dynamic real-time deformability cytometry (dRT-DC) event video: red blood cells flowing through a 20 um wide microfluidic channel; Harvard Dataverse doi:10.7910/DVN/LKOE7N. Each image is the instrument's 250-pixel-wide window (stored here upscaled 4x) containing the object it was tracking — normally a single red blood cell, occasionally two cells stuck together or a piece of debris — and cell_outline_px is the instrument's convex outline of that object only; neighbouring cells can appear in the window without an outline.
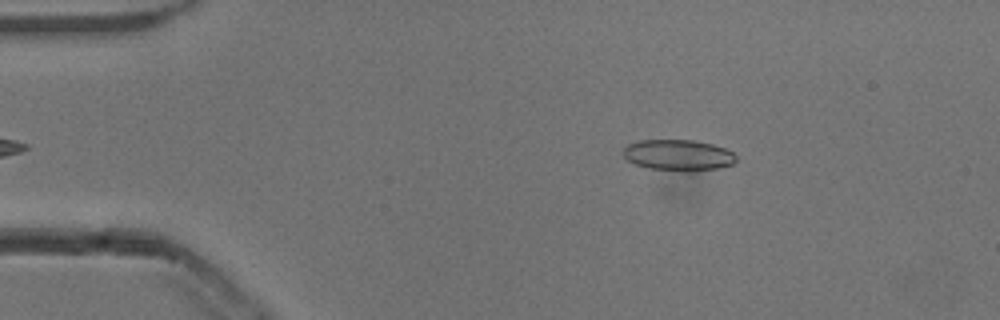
{"species": "common noctule bat (a hibernating species)", "species_latin": "Nyctalus noctula", "temperature_condition": "cold", "stored_images_in_passage": 40, "camera_frame_rate_fps": 3000, "um_per_image_px": 0.085, "animal": {"sex": "male", "body_mass_g": 13.3}, "frame": {"image": 1, "passage_image": 4, "time_ms": 1.0, "image_size_px": [1000, 320], "cell_outline_px": [[736, 160], [732, 164], [720, 168], [692, 172], [680, 172], [648, 168], [636, 164], [628, 160], [624, 156], [624, 148], [628, 144], [640, 140], [696, 140], [712, 144], [724, 148], [732, 152], [736, 156]], "centroid_in_image_um": [57.67, 13.2], "position_along_channel_um": 27.3, "area_um2": 20.63}}
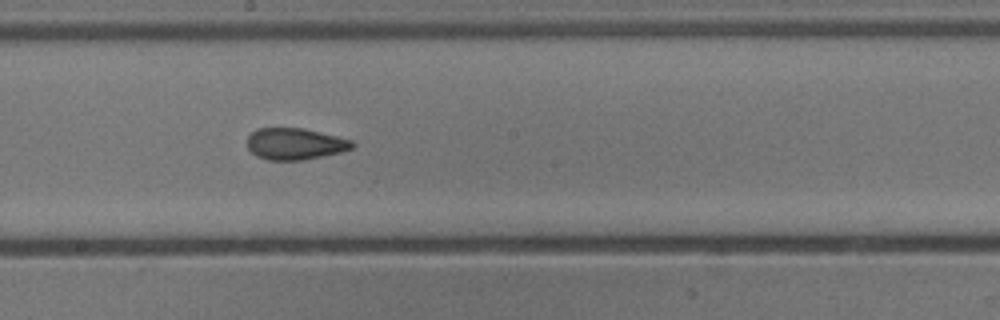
{"frame": {"image": 2, "passage_image": 24, "time_ms": 7.667, "image_size_px": [1000, 320], "cell_outline_px": [[356, 144], [352, 148], [340, 152], [304, 160], [268, 160], [256, 156], [248, 148], [248, 136], [256, 128], [304, 128], [352, 140]], "centroid_in_image_um": [25.07, 12.23], "position_along_channel_um": 223.1, "area_um2": 19.31}}
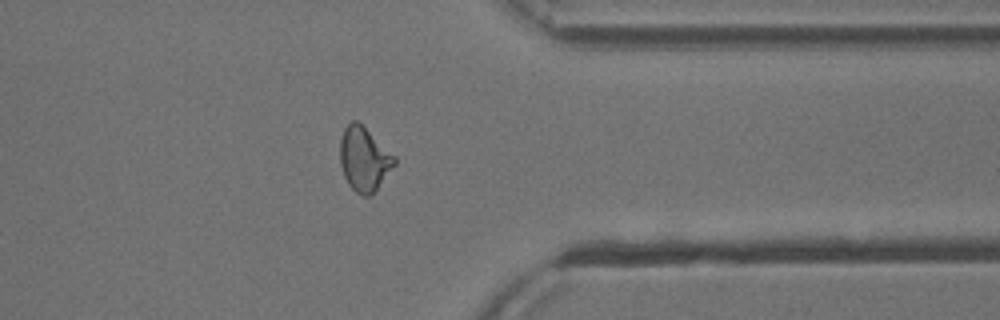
{"frame": {"image": 3, "passage_image": 37, "time_ms": 12.0, "image_size_px": [1000, 320], "cell_outline_px": [[396, 164], [372, 196], [364, 196], [356, 192], [348, 184], [344, 176], [340, 164], [340, 140], [344, 128], [352, 120], [356, 120], [396, 156]], "centroid_in_image_um": [30.96, 13.55], "position_along_channel_um": 380.4, "area_um2": 20.35}, "authors_computed_cell_mechanics": {"area_um2": 20.0855, "velocity_mm_per_s": 3.8405, "shape_relaxation_time_tau1_ms": null, "shape_relaxation_time_tau2_ms": 1.8849, "deformation_change_tau1": null, "deformation_change_tau2": 0.0776}}